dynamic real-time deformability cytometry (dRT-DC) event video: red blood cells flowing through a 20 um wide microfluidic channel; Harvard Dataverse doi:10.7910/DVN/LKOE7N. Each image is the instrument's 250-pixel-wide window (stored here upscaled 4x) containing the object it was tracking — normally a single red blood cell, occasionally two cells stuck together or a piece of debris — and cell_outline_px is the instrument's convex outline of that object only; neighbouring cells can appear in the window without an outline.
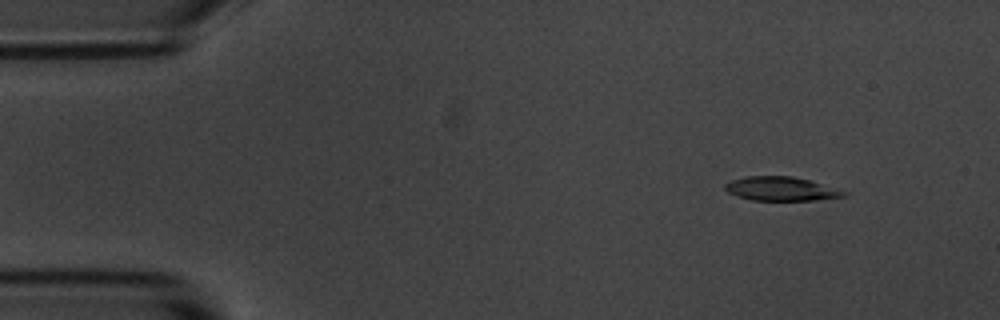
{"species": "common noctule bat (a hibernating species)", "species_latin": "Nyctalus noctula", "temperature_condition": "room temperature", "stored_images_in_passage": 4, "camera_frame_rate_fps": 3000, "um_per_image_px": 0.085, "animal": {"sex": "male", "body_mass_g": 20.1, "forearm_length_mm": 53.5}, "frame": {"image": 1, "passage_image": 2, "time_ms": 1.0, "image_size_px": [1000, 320], "cell_outline_px": [[848, 192], [844, 196], [816, 200], [752, 200], [736, 196], [728, 192], [724, 188], [724, 184], [732, 180], [744, 176], [792, 176], [812, 180]], "centroid_in_image_um": [66.38, 16.04], "position_along_channel_um": 18.6, "area_um2": 16.65}}